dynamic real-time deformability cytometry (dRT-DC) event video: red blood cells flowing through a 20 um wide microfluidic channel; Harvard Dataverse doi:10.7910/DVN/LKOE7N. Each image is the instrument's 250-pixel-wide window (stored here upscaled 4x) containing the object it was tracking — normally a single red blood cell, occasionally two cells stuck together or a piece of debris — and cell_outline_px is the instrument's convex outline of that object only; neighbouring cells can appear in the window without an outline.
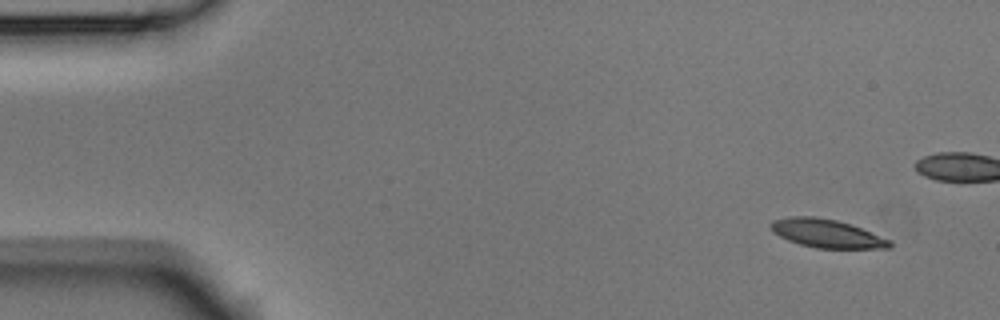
{"species": "Egyptian fruit bat (a non-hibernating species)", "species_latin": "Rousettus aegyptiacus", "temperature_condition": "room temperature", "stored_images_in_passage": 5, "camera_frame_rate_fps": 3000, "um_per_image_px": 0.085, "animal": {"sex": "male"}, "frame": {"image": 1, "passage_image": 1, "time_ms": 0.0, "image_size_px": [1000, 320], "cell_outline_px": [[892, 244], [888, 248], [816, 248], [800, 244], [788, 240], [772, 232], [768, 228], [768, 224], [772, 220], [788, 216], [812, 216], [836, 220], [860, 228], [892, 240]], "centroid_in_image_um": [70.2, 19.83], "position_along_channel_um": 14.8, "area_um2": 19.65}}